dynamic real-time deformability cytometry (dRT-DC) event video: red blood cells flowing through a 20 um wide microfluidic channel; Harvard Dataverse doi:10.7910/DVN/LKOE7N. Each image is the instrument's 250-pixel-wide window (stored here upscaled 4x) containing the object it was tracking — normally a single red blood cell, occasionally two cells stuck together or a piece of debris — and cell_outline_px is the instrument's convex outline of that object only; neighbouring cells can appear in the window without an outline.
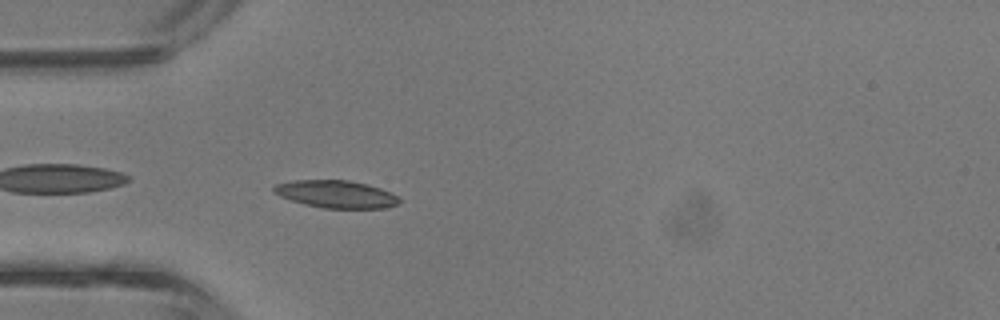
{"species": "common noctule bat (a hibernating species)", "species_latin": "Nyctalus noctula", "temperature_condition": "room temperature", "stored_images_in_passage": 4, "camera_frame_rate_fps": 3000, "um_per_image_px": 0.085, "animal": {"sex": "male", "body_mass_g": 13.3}, "frame": {"image": 1, "passage_image": 4, "time_ms": 1.0, "image_size_px": [1000, 320], "cell_outline_px": [[400, 200], [396, 204], [384, 208], [324, 208], [304, 204], [280, 196], [272, 192], [272, 188], [276, 184], [292, 180], [348, 180], [368, 184], [380, 188], [400, 196]], "centroid_in_image_um": [28.56, 16.49], "position_along_channel_um": 56.4, "area_um2": 20.11}}